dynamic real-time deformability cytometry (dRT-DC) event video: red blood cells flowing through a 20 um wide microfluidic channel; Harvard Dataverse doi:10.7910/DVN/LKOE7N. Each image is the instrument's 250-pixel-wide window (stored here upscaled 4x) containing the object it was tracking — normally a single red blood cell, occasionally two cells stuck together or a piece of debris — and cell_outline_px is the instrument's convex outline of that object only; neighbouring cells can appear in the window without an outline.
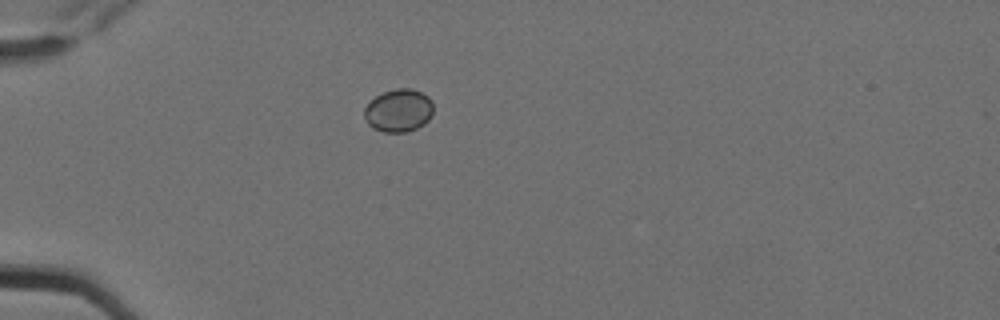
{"species": "Egyptian fruit bat (a non-hibernating species)", "species_latin": "Rousettus aegyptiacus", "temperature_condition": "cold", "stored_images_in_passage": 3, "camera_frame_rate_fps": 3000, "um_per_image_px": 0.085, "animal": {"sex": "female"}, "frame": {"image": 1, "passage_image": 3, "time_ms": 0.667, "image_size_px": [1000, 320], "cell_outline_px": [[432, 116], [424, 124], [416, 128], [404, 132], [384, 132], [372, 128], [368, 124], [364, 116], [364, 108], [376, 96], [384, 92], [396, 88], [412, 88], [428, 96], [432, 100]], "centroid_in_image_um": [33.88, 9.39], "position_along_channel_um": 51.1, "area_um2": 17.22}}